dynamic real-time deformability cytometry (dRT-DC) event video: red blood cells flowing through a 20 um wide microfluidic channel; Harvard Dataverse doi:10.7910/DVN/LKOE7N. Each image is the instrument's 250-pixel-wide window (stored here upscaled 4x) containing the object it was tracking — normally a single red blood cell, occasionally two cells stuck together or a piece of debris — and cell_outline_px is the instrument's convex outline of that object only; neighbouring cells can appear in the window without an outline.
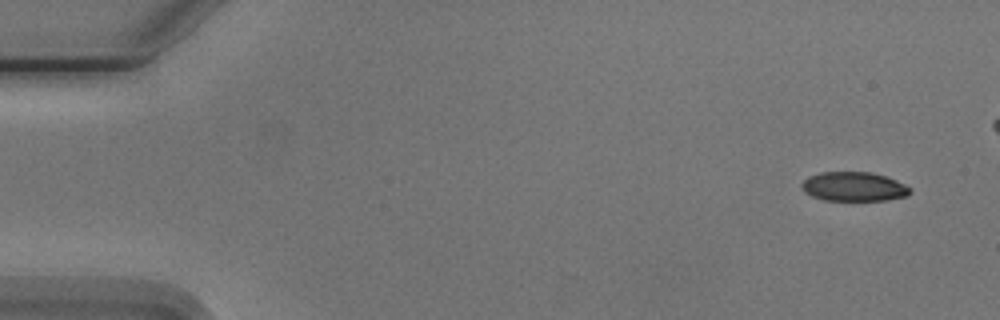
{"species": "Egyptian fruit bat (a non-hibernating species)", "species_latin": "Rousettus aegyptiacus", "temperature_condition": "cold", "stored_images_in_passage": 7, "camera_frame_rate_fps": 3000, "um_per_image_px": 0.085, "animal": {"sex": "male"}, "frame": {"image": 1, "passage_image": 1, "time_ms": 0.0, "image_size_px": [1000, 320], "cell_outline_px": [[912, 192], [908, 196], [884, 200], [824, 200], [812, 196], [804, 192], [800, 184], [808, 176], [820, 172], [872, 172], [896, 180], [912, 188]], "centroid_in_image_um": [72.58, 15.86], "position_along_channel_um": 12.4, "area_um2": 18.55}}
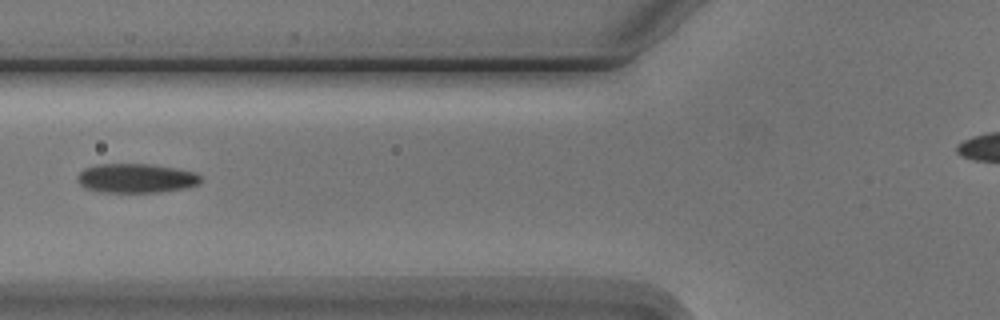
{"frame": {"image": 2, "passage_image": 6, "time_ms": 6.0, "image_size_px": [1000, 320], "cell_outline_px": [[200, 184], [188, 188], [160, 192], [100, 192], [84, 188], [76, 180], [76, 176], [84, 168], [96, 164], [152, 164], [176, 168], [196, 172], [200, 176]], "centroid_in_image_um": [11.56, 15.15], "position_along_channel_um": 114.2, "area_um2": 21.33}}
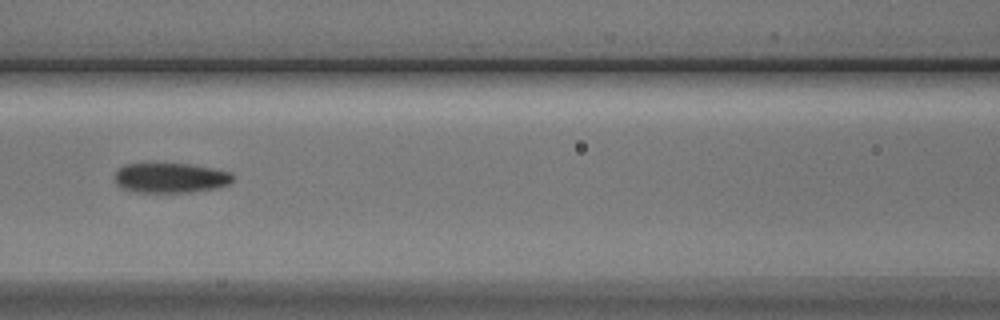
{"frame": {"image": 3, "passage_image": 7, "time_ms": 7.0, "image_size_px": [1000, 320], "cell_outline_px": [[232, 184], [220, 188], [192, 192], [136, 192], [124, 188], [116, 184], [116, 172], [120, 168], [128, 164], [188, 164], [232, 172]], "centroid_in_image_um": [14.56, 15.13], "position_along_channel_um": 152.0, "area_um2": 20.46}}